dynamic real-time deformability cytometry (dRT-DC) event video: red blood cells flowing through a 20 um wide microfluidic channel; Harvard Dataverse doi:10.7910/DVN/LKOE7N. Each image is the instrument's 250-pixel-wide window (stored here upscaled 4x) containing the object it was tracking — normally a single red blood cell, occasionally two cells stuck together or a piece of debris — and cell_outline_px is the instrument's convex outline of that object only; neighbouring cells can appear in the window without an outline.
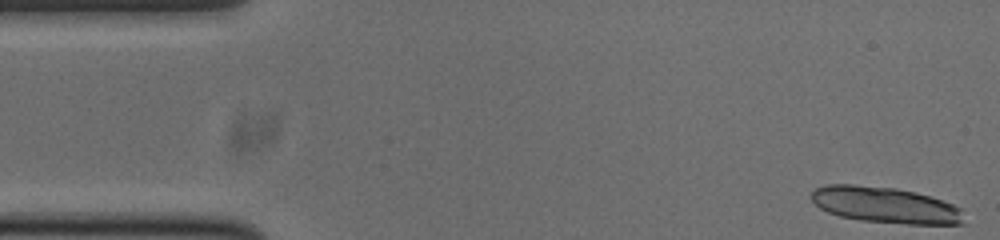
{"species": "common noctule bat (a hibernating species)", "species_latin": "Nyctalus noctula", "temperature_condition": "cold", "stored_images_in_passage": 13, "camera_frame_rate_fps": 3000, "um_per_image_px": 0.085, "animal": {"sex": "male", "body_mass_g": 20.0, "forearm_length_mm": 53.3}, "frame": {"image": 1, "passage_image": 1, "time_ms": 0.0, "image_size_px": [1000, 240], "cell_outline_px": [[964, 224], [908, 224], [860, 220], [840, 216], [828, 212], [820, 208], [812, 200], [812, 192], [816, 188], [828, 184], [852, 184], [896, 188], [928, 196], [952, 204], [960, 208]], "centroid_in_image_um": [75.22, 17.43], "position_along_channel_um": 9.8, "area_um2": 31.73}}